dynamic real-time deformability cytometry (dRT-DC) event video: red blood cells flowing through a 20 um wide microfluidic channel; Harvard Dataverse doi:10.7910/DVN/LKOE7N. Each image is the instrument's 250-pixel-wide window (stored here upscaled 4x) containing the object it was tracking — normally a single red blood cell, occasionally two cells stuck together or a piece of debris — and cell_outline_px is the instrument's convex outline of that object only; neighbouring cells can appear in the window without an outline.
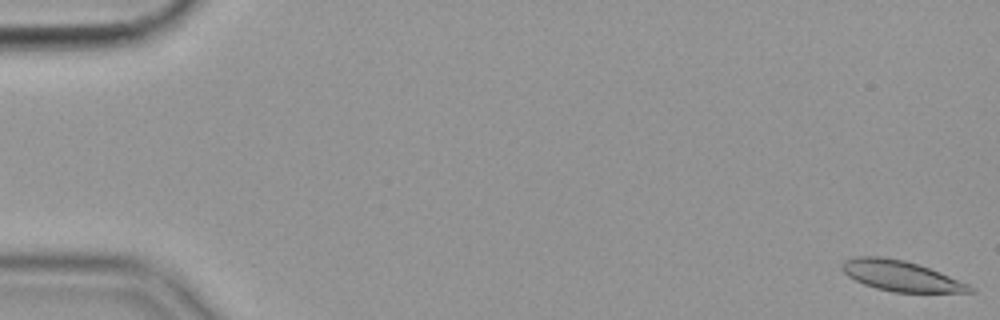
{"species": "common noctule bat (a hibernating species)", "species_latin": "Nyctalus noctula", "temperature_condition": "cold", "stored_images_in_passage": 58, "camera_frame_rate_fps": 3000, "um_per_image_px": 0.085, "animal": {"sex": "female", "body_mass_g": 19.9}, "frame": {"image": 1, "passage_image": 1, "time_ms": 0.0, "image_size_px": [1000, 320], "cell_outline_px": [[976, 292], [892, 292], [876, 288], [864, 284], [848, 276], [840, 268], [844, 260], [856, 256], [880, 256], [904, 260], [940, 272], [968, 284]], "centroid_in_image_um": [76.53, 23.44], "position_along_channel_um": 8.5, "area_um2": 22.43}}
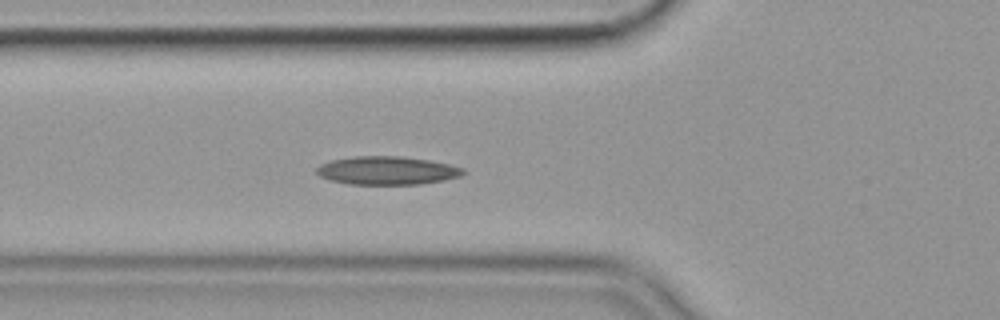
{"frame": {"image": 2, "passage_image": 21, "time_ms": 6.667, "image_size_px": [1000, 320], "cell_outline_px": [[468, 172], [460, 176], [444, 180], [420, 184], [348, 184], [332, 180], [320, 176], [316, 172], [316, 168], [320, 164], [332, 160], [356, 156], [400, 156], [428, 160], [448, 164], [464, 168]], "centroid_in_image_um": [32.92, 14.49], "position_along_channel_um": 92.9, "area_um2": 24.1}}
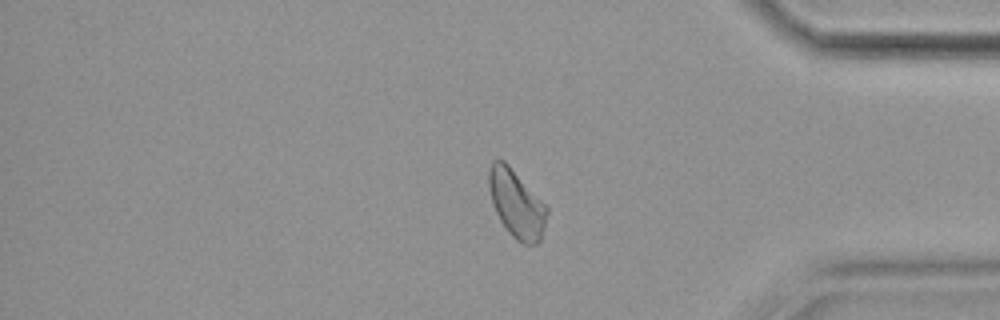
{"frame": {"image": 3, "passage_image": 48, "time_ms": 15.667, "image_size_px": [1000, 320], "cell_outline_px": [[548, 212], [544, 228], [540, 240], [536, 244], [524, 244], [516, 240], [508, 232], [500, 220], [492, 204], [488, 188], [488, 168], [492, 160], [504, 160], [508, 164], [548, 208]], "centroid_in_image_um": [43.87, 17.32], "position_along_channel_um": 391.3, "area_um2": 22.83}, "authors_computed_cell_mechanics": {"area_um2": 22.8021, "velocity_mm_per_s": 3.5327, "shape_relaxation_time_tau1_ms": null, "shape_relaxation_time_tau2_ms": 3.1286, "deformation_change_tau1": null, "deformation_change_tau2": 0.0817}}